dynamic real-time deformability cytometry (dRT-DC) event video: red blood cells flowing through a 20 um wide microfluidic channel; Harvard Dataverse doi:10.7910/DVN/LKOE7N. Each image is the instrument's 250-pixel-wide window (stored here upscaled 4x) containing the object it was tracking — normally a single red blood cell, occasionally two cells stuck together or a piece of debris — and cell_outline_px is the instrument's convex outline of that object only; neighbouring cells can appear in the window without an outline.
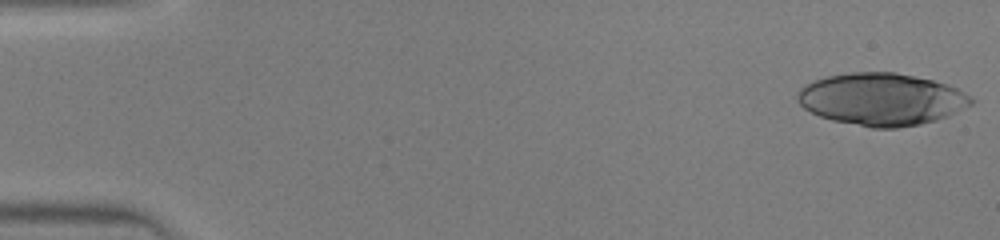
{"species": "human", "species_latin": "Homo sapiens", "temperature_condition": "warm", "stored_images_in_passage": 44, "segment_of_instrument_passage": [1, 2], "camera_frame_rate_fps": 3000, "um_per_image_px": 0.085, "donor": {"sex": "male"}, "frame": {"image": 1, "passage_image": 1, "time_ms": 0.0, "image_size_px": [1000, 240], "cell_outline_px": [[976, 100], [972, 104], [948, 116], [936, 120], [920, 124], [896, 128], [872, 128], [832, 120], [820, 116], [804, 108], [796, 100], [796, 92], [804, 84], [828, 76], [852, 72], [896, 72], [932, 80], [948, 84], [972, 96]], "centroid_in_image_um": [74.93, 8.43], "position_along_channel_um": 10.1, "area_um2": 53.06}}
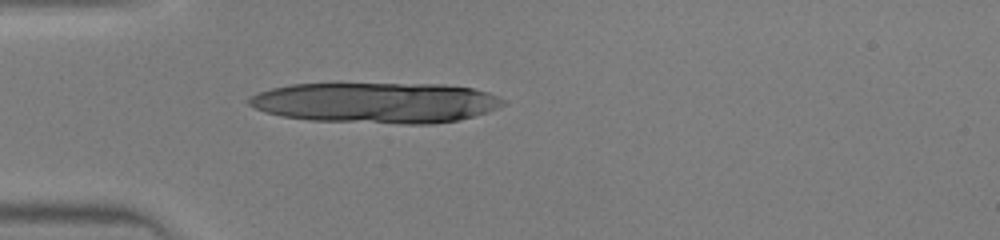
{"frame": {"image": 2, "passage_image": 13, "time_ms": 4.0, "image_size_px": [1000, 240], "cell_outline_px": [[504, 104], [488, 112], [460, 120], [432, 124], [404, 124], [312, 120], [280, 116], [264, 112], [248, 104], [248, 100], [252, 96], [260, 92], [272, 88], [292, 84], [444, 84], [472, 88], [488, 92], [504, 100]], "centroid_in_image_um": [31.98, 8.73], "position_along_channel_um": 53.0, "area_um2": 60.11}}